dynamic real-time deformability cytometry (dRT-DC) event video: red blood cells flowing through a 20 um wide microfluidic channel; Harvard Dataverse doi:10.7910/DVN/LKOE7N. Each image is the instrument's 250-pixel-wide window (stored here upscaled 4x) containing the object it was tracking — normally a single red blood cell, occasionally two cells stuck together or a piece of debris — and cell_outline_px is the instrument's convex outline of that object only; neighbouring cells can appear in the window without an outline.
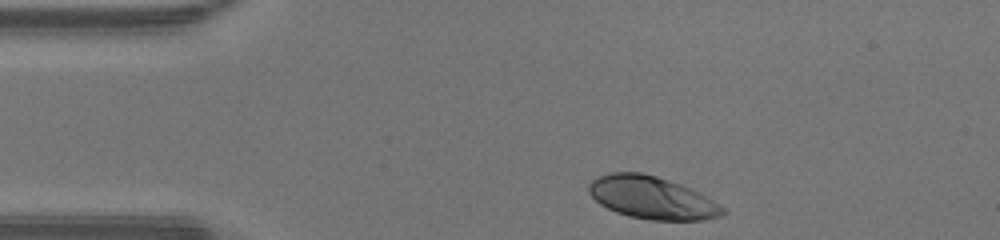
{"species": "human", "species_latin": "Homo sapiens", "temperature_condition": "warm", "stored_images_in_passage": 31, "camera_frame_rate_fps": 3000, "um_per_image_px": 0.085, "donor": {"sex": "male"}, "frame": {"image": 1, "passage_image": 1, "time_ms": 0.0, "image_size_px": [1000, 240], "cell_outline_px": [[728, 212], [720, 216], [704, 220], [652, 220], [628, 216], [616, 212], [600, 204], [588, 192], [588, 184], [592, 180], [600, 176], [612, 172], [640, 172], [656, 176], [692, 188], [700, 192], [720, 204]], "centroid_in_image_um": [55.45, 16.81], "position_along_channel_um": 29.6, "area_um2": 33.29}}
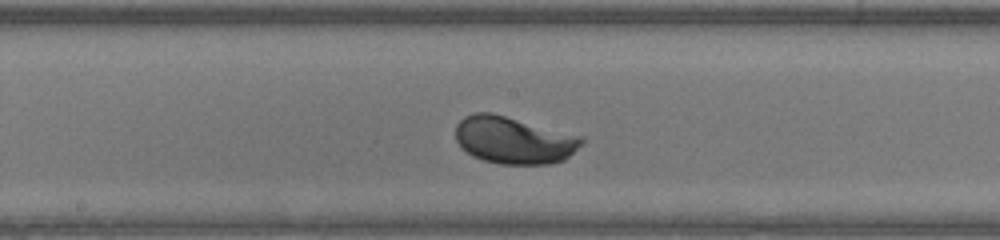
{"frame": {"image": 2, "passage_image": 17, "time_ms": 5.333, "image_size_px": [1000, 240], "cell_outline_px": [[584, 144], [564, 160], [548, 164], [500, 164], [484, 160], [472, 156], [460, 148], [456, 140], [456, 124], [464, 116], [472, 112], [492, 112], [584, 136]], "centroid_in_image_um": [43.68, 11.9], "position_along_channel_um": 204.5, "area_um2": 35.2}}
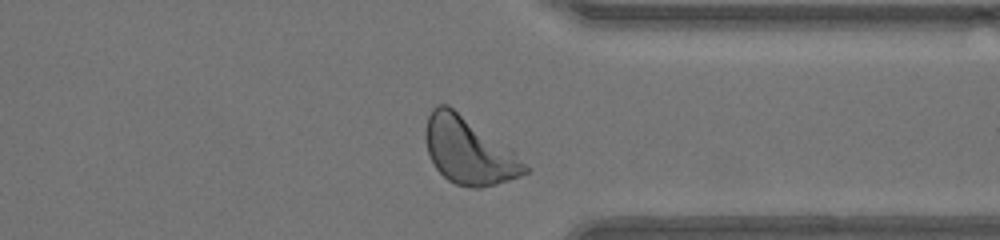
{"frame": {"image": 3, "passage_image": 29, "time_ms": 9.333, "image_size_px": [1000, 240], "cell_outline_px": [[532, 168], [528, 172], [520, 176], [496, 184], [480, 188], [468, 188], [456, 184], [448, 180], [436, 168], [428, 152], [424, 136], [424, 132], [428, 116], [432, 108], [440, 104], [448, 104], [512, 148]], "centroid_in_image_um": [39.88, 12.81], "position_along_channel_um": 371.5, "area_um2": 39.07}, "authors_computed_cell_mechanics": {"area_um2": 33.9286, "velocity_mm_per_s": 4.2658, "shape_relaxation_time_tau1_ms": 1.7227, "shape_relaxation_time_tau2_ms": null, "deformation_change_tau1": 0.1477, "deformation_change_tau2": null}}